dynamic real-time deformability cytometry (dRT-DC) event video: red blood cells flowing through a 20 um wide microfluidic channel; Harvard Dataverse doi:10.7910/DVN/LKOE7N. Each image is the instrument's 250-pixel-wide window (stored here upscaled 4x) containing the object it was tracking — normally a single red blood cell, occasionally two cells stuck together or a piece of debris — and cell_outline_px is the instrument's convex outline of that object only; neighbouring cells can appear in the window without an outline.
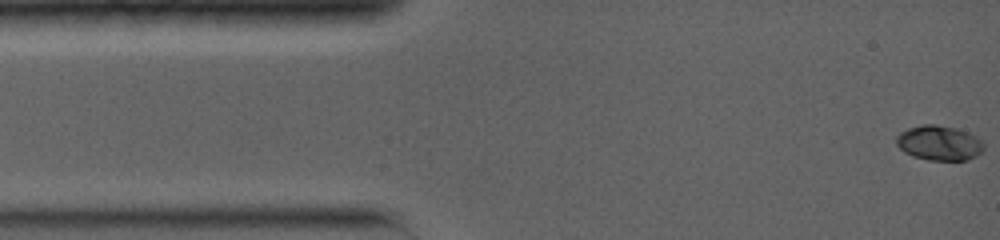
{"species": "common noctule bat (a hibernating species)", "species_latin": "Nyctalus noctula", "temperature_condition": "warm", "stored_images_in_passage": 6, "camera_frame_rate_fps": 5000, "um_per_image_px": 0.085, "animal": {"sex": "female", "body_mass_g": 19.0, "forearm_length_mm": 56.7}, "frame": {"image": 1, "passage_image": 1, "time_ms": 0.0, "image_size_px": [1000, 240], "cell_outline_px": [[984, 148], [976, 156], [968, 160], [928, 160], [912, 156], [904, 152], [896, 144], [896, 136], [900, 132], [908, 128], [924, 124], [936, 124], [956, 128], [968, 132], [976, 136], [984, 144]], "centroid_in_image_um": [79.82, 12.15], "position_along_channel_um": 5.2, "area_um2": 17.86}}
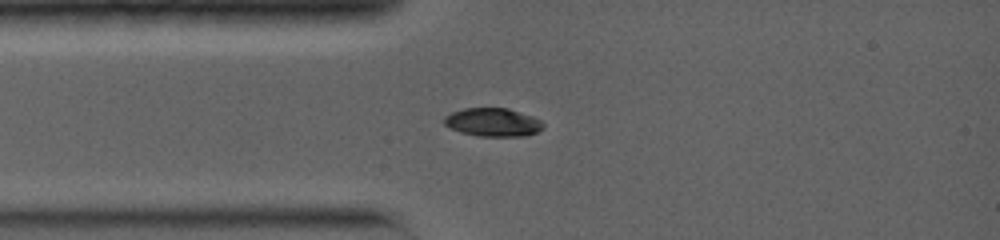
{"frame": {"image": 2, "passage_image": 6, "time_ms": 3.0, "image_size_px": [1000, 240], "cell_outline_px": [[544, 128], [528, 136], [476, 136], [460, 132], [444, 124], [444, 116], [452, 112], [464, 108], [508, 108], [532, 116], [540, 120], [544, 124]], "centroid_in_image_um": [41.91, 10.39], "position_along_channel_um": 43.1, "area_um2": 16.42}}